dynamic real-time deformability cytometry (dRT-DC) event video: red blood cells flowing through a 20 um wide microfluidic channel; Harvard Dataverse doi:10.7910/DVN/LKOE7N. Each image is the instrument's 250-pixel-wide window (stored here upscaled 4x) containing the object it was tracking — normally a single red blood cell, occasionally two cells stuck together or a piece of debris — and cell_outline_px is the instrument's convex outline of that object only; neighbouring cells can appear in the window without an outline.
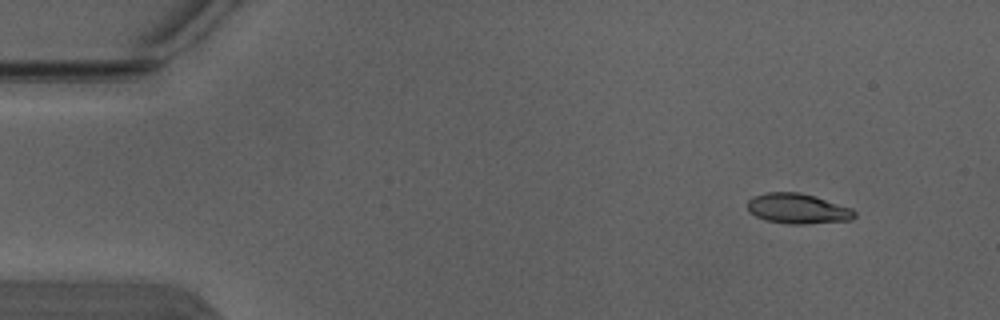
{"species": "Egyptian fruit bat (a non-hibernating species)", "species_latin": "Rousettus aegyptiacus", "temperature_condition": "warm", "stored_images_in_passage": 5, "camera_frame_rate_fps": 3000, "um_per_image_px": 0.085, "animal": {"sex": "male"}, "frame": {"image": 1, "passage_image": 2, "time_ms": 0.333, "image_size_px": [1000, 320], "cell_outline_px": [[856, 216], [852, 220], [804, 224], [788, 224], [764, 220], [748, 212], [748, 200], [752, 196], [768, 192], [796, 192], [816, 196], [852, 208], [856, 212]], "centroid_in_image_um": [67.81, 17.73], "position_along_channel_um": 17.2, "area_um2": 19.02}}
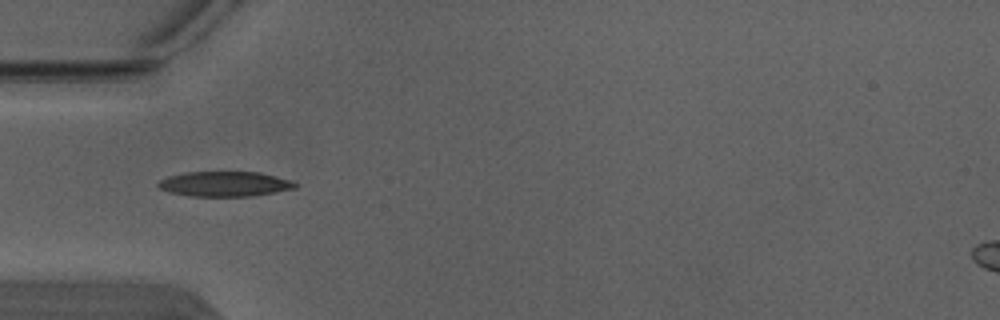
{"frame": {"image": 2, "passage_image": 5, "time_ms": 1.333, "image_size_px": [1000, 320], "cell_outline_px": [[300, 184], [296, 188], [276, 192], [252, 196], [188, 196], [168, 192], [160, 188], [156, 184], [160, 180], [168, 176], [188, 172], [260, 172], [292, 180]], "centroid_in_image_um": [19.13, 15.64], "position_along_channel_um": 65.9, "area_um2": 20.11}}